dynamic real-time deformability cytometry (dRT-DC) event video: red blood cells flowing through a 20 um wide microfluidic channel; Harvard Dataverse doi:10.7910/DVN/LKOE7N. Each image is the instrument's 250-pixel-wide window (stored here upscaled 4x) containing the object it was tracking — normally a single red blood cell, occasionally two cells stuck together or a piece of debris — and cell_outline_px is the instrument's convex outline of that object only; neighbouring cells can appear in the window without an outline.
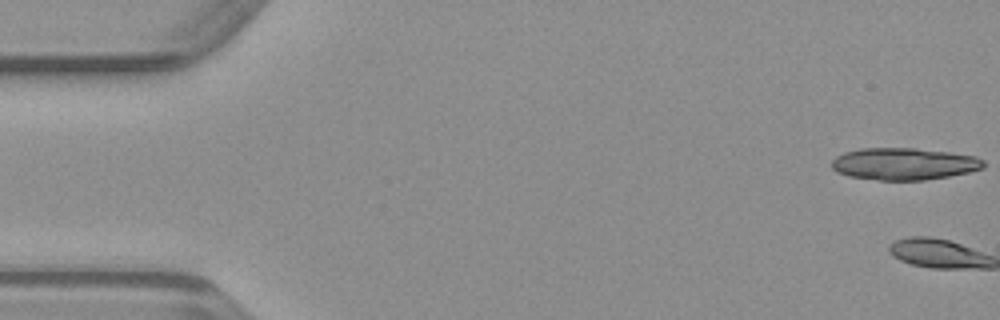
{"species": "common noctule bat (a hibernating species)", "species_latin": "Nyctalus noctula", "temperature_condition": "warm", "stored_images_in_passage": 2, "camera_frame_rate_fps": 3000, "um_per_image_px": 0.085, "animal": {"sex": "male", "body_mass_g": 23.1, "forearm_length_mm": 52.7}, "frame": {"image": 1, "passage_image": 1, "time_ms": 0.0, "image_size_px": [1000, 320], "cell_outline_px": [[984, 168], [968, 172], [948, 176], [924, 180], [880, 180], [848, 176], [836, 172], [832, 168], [832, 160], [836, 156], [844, 152], [860, 148], [916, 148], [948, 152], [976, 156], [984, 160]], "centroid_in_image_um": [76.82, 13.92], "position_along_channel_um": 8.2, "area_um2": 28.38}}